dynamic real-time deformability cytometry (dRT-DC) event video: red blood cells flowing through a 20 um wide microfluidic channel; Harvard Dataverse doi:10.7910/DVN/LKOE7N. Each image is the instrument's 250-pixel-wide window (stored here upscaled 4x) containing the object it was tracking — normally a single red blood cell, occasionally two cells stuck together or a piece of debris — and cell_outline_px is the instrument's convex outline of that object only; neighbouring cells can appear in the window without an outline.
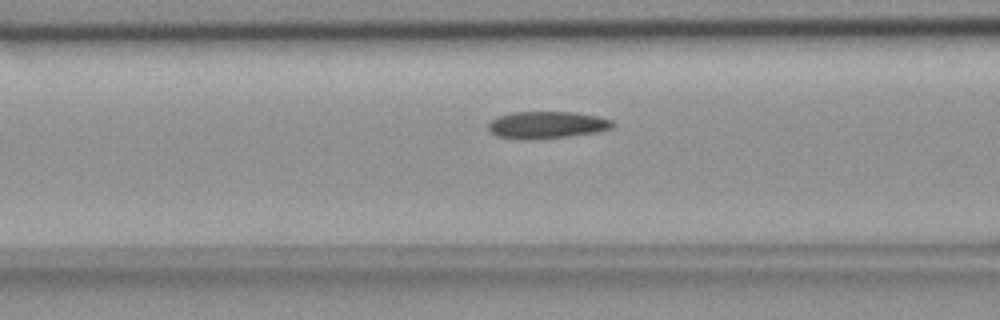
{"species": "common noctule bat (a hibernating species)", "species_latin": "Nyctalus noctula", "temperature_condition": "room temperature", "stored_images_in_passage": 50, "camera_frame_rate_fps": 3000, "um_per_image_px": 0.085, "animal": {"sex": "female", "body_mass_g": 18.4}, "frame": {"image": 1, "passage_image": 19, "time_ms": 6.0, "image_size_px": [1000, 320], "cell_outline_px": [[616, 124], [612, 128], [596, 132], [568, 136], [532, 140], [524, 140], [500, 136], [492, 132], [488, 128], [488, 120], [496, 116], [512, 112], [576, 112], [596, 116], [612, 120]], "centroid_in_image_um": [46.46, 10.61], "position_along_channel_um": 120.1, "area_um2": 19.77}}
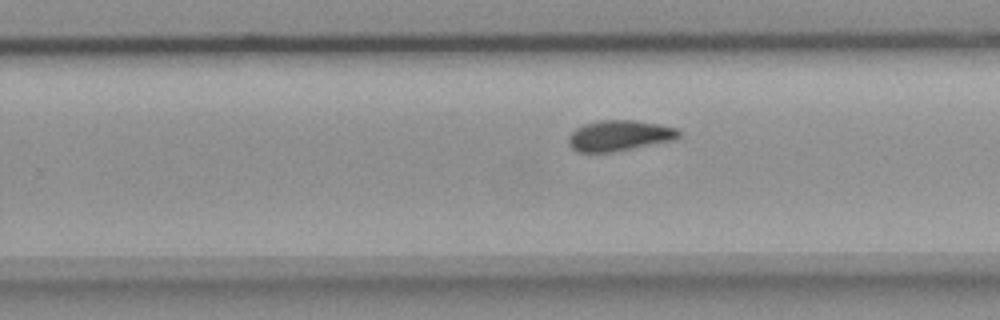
{"frame": {"image": 2, "passage_image": 32, "time_ms": 10.333, "image_size_px": [1000, 320], "cell_outline_px": [[680, 136], [676, 140], [612, 152], [576, 152], [568, 144], [568, 136], [576, 128], [584, 124], [600, 120], [636, 120], [660, 124], [676, 128], [680, 132]], "centroid_in_image_um": [52.65, 11.53], "position_along_channel_um": 277.2, "area_um2": 19.88}}
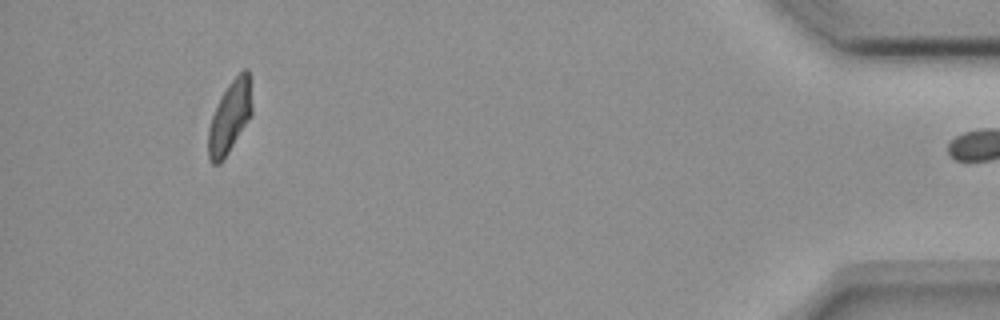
{"frame": {"image": 3, "passage_image": 49, "time_ms": 16.0, "image_size_px": [1000, 320], "cell_outline_px": [[252, 116], [224, 160], [220, 164], [212, 164], [208, 160], [208, 128], [212, 116], [228, 84], [244, 68], [248, 68], [252, 104]], "centroid_in_image_um": [19.54, 10.0], "position_along_channel_um": 415.7, "area_um2": 18.44}, "authors_computed_cell_mechanics": {"area_um2": 19.5364, "velocity_mm_per_s": 3.6301, "shape_relaxation_time_tau1_ms": 7.9738, "shape_relaxation_time_tau2_ms": 4.0392, "deformation_change_tau1": 0.1806, "deformation_change_tau2": 0.0906}}